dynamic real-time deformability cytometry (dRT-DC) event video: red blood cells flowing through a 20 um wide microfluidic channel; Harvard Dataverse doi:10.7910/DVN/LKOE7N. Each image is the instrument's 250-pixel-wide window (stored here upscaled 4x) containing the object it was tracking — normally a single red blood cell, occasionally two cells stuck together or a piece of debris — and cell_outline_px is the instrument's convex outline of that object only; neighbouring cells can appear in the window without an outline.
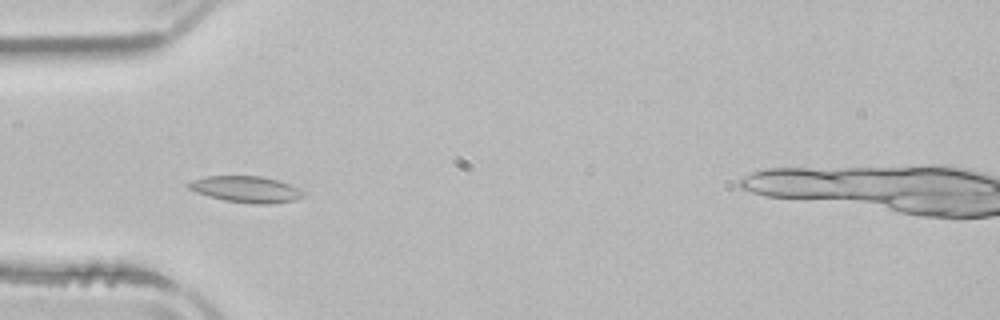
{"species": "common noctule bat (a hibernating species)", "species_latin": "Nyctalus noctula", "temperature_condition": "room temperature", "stored_images_in_passage": 39, "camera_frame_rate_fps": 3000, "um_per_image_px": 0.085, "animal": {"sex": "male", "body_mass_g": 21.5, "forearm_length_mm": 52.0}, "frame": {"image": 1, "passage_image": 14, "time_ms": 4.333, "image_size_px": [1000, 320], "cell_outline_px": [[304, 196], [296, 200], [272, 204], [256, 204], [224, 200], [208, 196], [196, 192], [188, 188], [188, 184], [192, 180], [208, 176], [260, 176], [276, 180], [288, 184], [304, 192]], "centroid_in_image_um": [20.92, 16.1], "position_along_channel_um": 64.1, "area_um2": 17.4}}
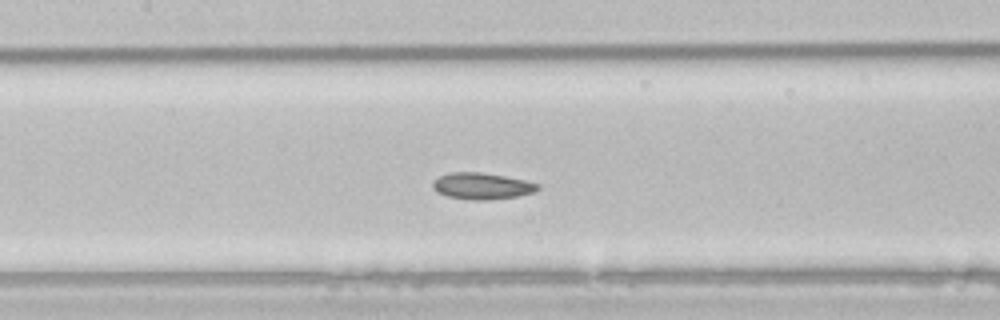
{"frame": {"image": 2, "passage_image": 22, "time_ms": 7.0, "image_size_px": [1000, 320], "cell_outline_px": [[540, 188], [536, 192], [516, 196], [484, 200], [472, 200], [448, 196], [436, 192], [432, 188], [432, 180], [448, 172], [480, 172], [504, 176], [524, 180], [540, 184]], "centroid_in_image_um": [40.94, 15.8], "position_along_channel_um": 166.5, "area_um2": 16.24}}
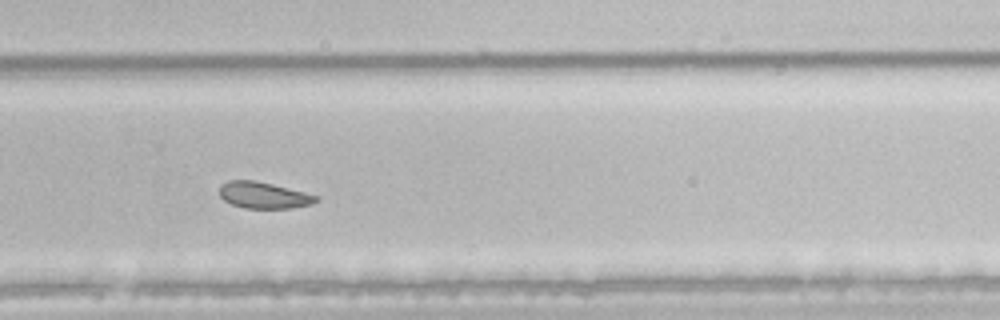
{"frame": {"image": 3, "passage_image": 33, "time_ms": 10.667, "image_size_px": [1000, 320], "cell_outline_px": [[320, 200], [312, 204], [292, 208], [244, 208], [232, 204], [224, 200], [220, 196], [220, 184], [228, 180], [252, 180], [272, 184], [304, 192], [316, 196]], "centroid_in_image_um": [22.39, 16.59], "position_along_channel_um": 307.4, "area_um2": 14.8}, "authors_computed_cell_mechanics": {"area_um2": 16.2418, "velocity_mm_per_s": 3.8626, "shape_relaxation_time_tau1_ms": null, "shape_relaxation_time_tau2_ms": 4.6731, "deformation_change_tau1": null, "deformation_change_tau2": 0.0897}}